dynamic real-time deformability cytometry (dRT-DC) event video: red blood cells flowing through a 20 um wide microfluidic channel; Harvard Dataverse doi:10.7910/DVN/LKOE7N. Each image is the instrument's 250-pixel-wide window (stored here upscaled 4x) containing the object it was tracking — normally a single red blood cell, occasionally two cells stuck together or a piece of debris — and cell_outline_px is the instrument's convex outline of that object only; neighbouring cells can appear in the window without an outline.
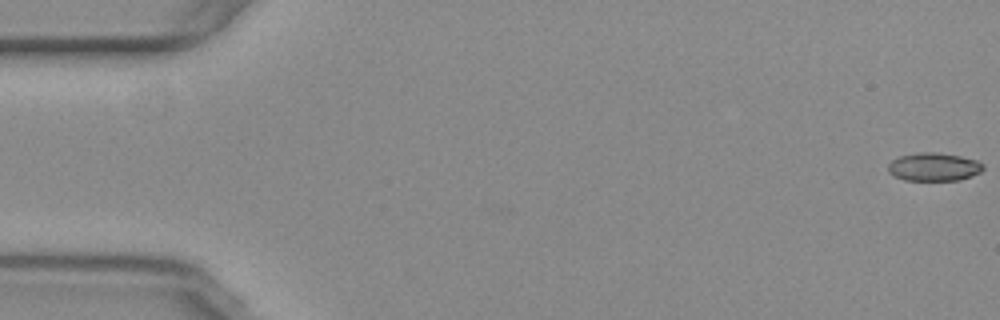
{"species": "common noctule bat (a hibernating species)", "species_latin": "Nyctalus noctula", "temperature_condition": "warm", "stored_images_in_passage": 10, "camera_frame_rate_fps": 3000, "um_per_image_px": 0.085, "animal": {"sex": "female", "body_mass_g": 29.2, "forearm_length_mm": 56.3}, "frame": {"image": 1, "passage_image": 1, "time_ms": 0.0, "image_size_px": [1000, 320], "cell_outline_px": [[984, 168], [980, 172], [972, 176], [960, 180], [904, 180], [888, 172], [888, 164], [892, 160], [900, 156], [920, 152], [936, 152], [960, 156], [976, 160], [984, 164]], "centroid_in_image_um": [79.39, 14.18], "position_along_channel_um": 5.6, "area_um2": 15.61}}